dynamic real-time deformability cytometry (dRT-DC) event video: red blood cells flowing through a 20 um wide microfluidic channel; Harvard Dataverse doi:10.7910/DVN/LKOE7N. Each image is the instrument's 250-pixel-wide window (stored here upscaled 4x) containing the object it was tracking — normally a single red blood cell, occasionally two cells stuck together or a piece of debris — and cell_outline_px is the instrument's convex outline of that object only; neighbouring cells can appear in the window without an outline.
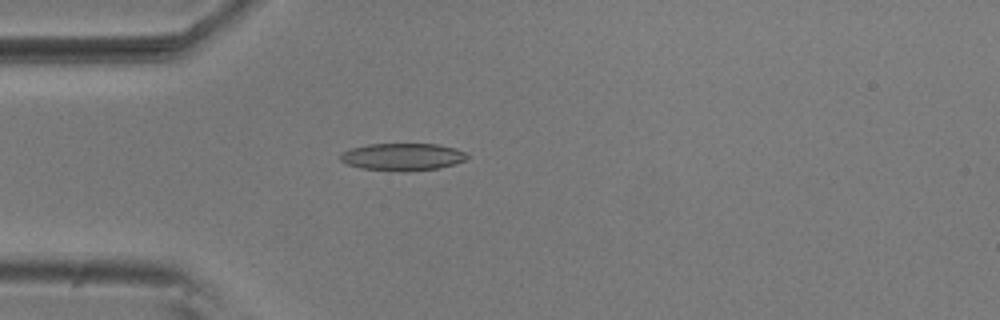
{"species": "common noctule bat (a hibernating species)", "species_latin": "Nyctalus noctula", "temperature_condition": "room temperature", "stored_images_in_passage": 5, "camera_frame_rate_fps": 3000, "um_per_image_px": 0.085, "animal": {"sex": "male", "body_mass_g": 20.5, "forearm_length_mm": 52.5}, "frame": {"image": 1, "passage_image": 5, "time_ms": 1.333, "image_size_px": [1000, 320], "cell_outline_px": [[472, 156], [456, 164], [440, 168], [400, 172], [360, 168], [344, 164], [340, 160], [340, 152], [352, 148], [368, 144], [436, 144], [456, 148], [468, 152]], "centroid_in_image_um": [34.24, 13.34], "position_along_channel_um": 50.8, "area_um2": 20.63}}